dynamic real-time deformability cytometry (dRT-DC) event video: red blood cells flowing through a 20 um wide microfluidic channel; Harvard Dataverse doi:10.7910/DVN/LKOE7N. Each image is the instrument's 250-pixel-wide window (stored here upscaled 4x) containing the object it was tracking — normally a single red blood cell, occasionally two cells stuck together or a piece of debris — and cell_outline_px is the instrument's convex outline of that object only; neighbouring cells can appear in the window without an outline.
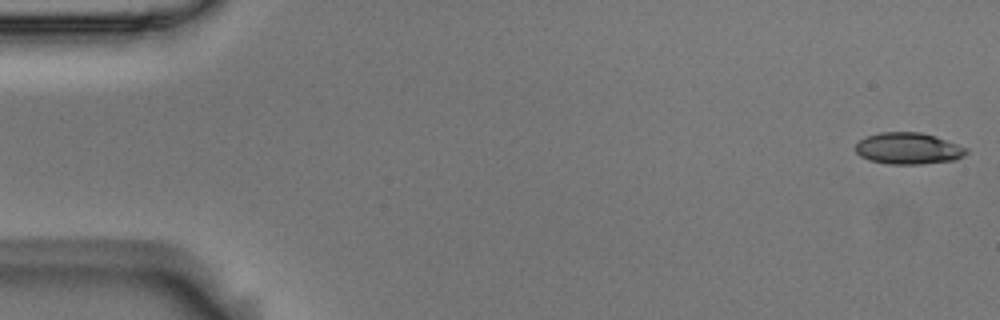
{"species": "Egyptian fruit bat (a non-hibernating species)", "species_latin": "Rousettus aegyptiacus", "temperature_condition": "room temperature", "stored_images_in_passage": 5, "camera_frame_rate_fps": 3000, "um_per_image_px": 0.085, "animal": {"sex": "male"}, "frame": {"image": 1, "passage_image": 1, "time_ms": 0.0, "image_size_px": [1000, 320], "cell_outline_px": [[968, 152], [964, 156], [956, 160], [920, 164], [888, 164], [868, 160], [860, 156], [856, 152], [856, 144], [860, 140], [868, 136], [880, 132], [920, 132], [936, 136], [968, 148]], "centroid_in_image_um": [77.23, 12.62], "position_along_channel_um": 7.8, "area_um2": 20.46}}
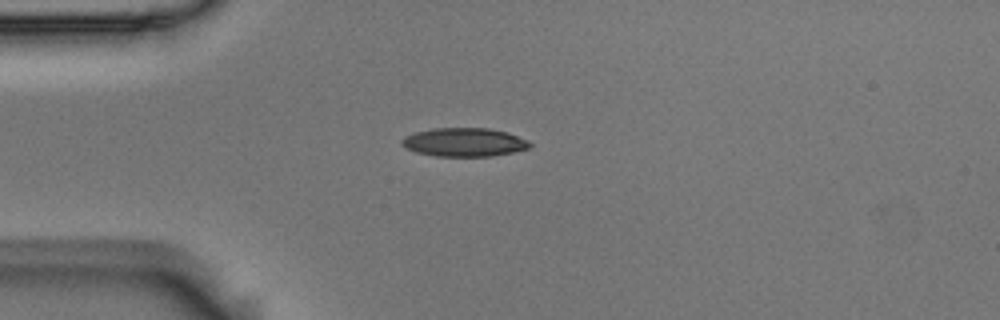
{"frame": {"image": 2, "passage_image": 4, "time_ms": 1.0, "image_size_px": [1000, 320], "cell_outline_px": [[532, 144], [528, 148], [512, 152], [492, 156], [436, 156], [416, 152], [400, 144], [400, 140], [404, 136], [416, 132], [432, 128], [488, 128], [508, 132], [528, 140]], "centroid_in_image_um": [39.45, 12.08], "position_along_channel_um": 45.6, "area_um2": 21.33}}